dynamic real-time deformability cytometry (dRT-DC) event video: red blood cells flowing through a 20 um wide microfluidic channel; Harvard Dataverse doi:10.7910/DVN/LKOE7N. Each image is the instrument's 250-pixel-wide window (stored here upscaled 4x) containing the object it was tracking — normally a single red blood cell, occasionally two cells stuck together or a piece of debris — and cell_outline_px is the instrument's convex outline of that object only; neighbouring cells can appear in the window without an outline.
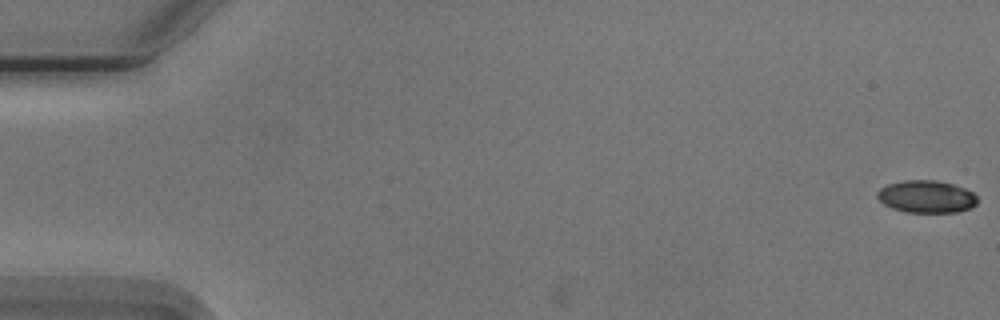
{"species": "Egyptian fruit bat (a non-hibernating species)", "species_latin": "Rousettus aegyptiacus", "temperature_condition": "cold", "stored_images_in_passage": 11, "camera_frame_rate_fps": 3000, "um_per_image_px": 0.085, "animal": {"sex": "male"}, "frame": {"image": 1, "passage_image": 1, "time_ms": 0.0, "image_size_px": [1000, 320], "cell_outline_px": [[976, 204], [972, 208], [956, 212], [908, 212], [892, 208], [884, 204], [876, 196], [876, 192], [880, 188], [888, 184], [904, 180], [936, 180], [952, 184], [964, 188], [972, 192], [976, 196]], "centroid_in_image_um": [78.73, 16.71], "position_along_channel_um": 6.3, "area_um2": 18.84}}